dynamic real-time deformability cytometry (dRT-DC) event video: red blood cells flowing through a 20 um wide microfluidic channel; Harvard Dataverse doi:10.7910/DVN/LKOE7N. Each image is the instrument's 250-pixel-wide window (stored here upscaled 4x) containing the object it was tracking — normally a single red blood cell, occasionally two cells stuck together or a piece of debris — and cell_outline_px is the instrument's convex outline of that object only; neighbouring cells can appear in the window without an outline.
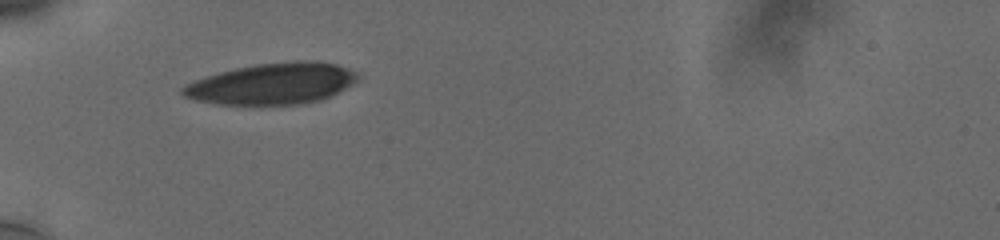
{"species": "human", "species_latin": "Homo sapiens", "temperature_condition": "cold", "stored_images_in_passage": 31, "camera_frame_rate_fps": 3000, "um_per_image_px": 0.085, "donor": {"sex": "male"}, "frame": {"image": 1, "passage_image": 1, "time_ms": 0.0, "image_size_px": [1000, 240], "cell_outline_px": [[360, 76], [352, 84], [320, 100], [296, 104], [216, 104], [196, 100], [184, 96], [180, 92], [180, 88], [184, 84], [220, 72], [236, 68], [256, 64], [296, 60], [316, 60], [336, 64], [348, 68], [356, 72]], "centroid_in_image_um": [23.13, 7.1], "position_along_channel_um": 61.9, "area_um2": 41.79}}
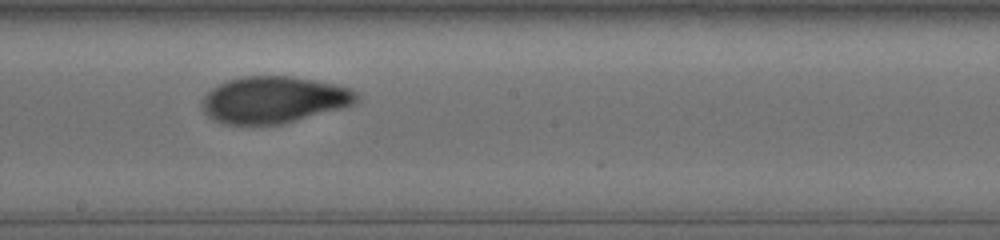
{"frame": {"image": 2, "passage_image": 15, "time_ms": 4.667, "image_size_px": [1000, 240], "cell_outline_px": [[360, 100], [352, 104], [340, 108], [284, 124], [224, 124], [212, 120], [204, 112], [200, 104], [204, 96], [212, 88], [228, 80], [244, 76], [288, 76], [312, 80], [332, 84], [348, 88], [356, 92], [360, 96]], "centroid_in_image_um": [23.23, 8.49], "position_along_channel_um": 225.0, "area_um2": 41.85}}
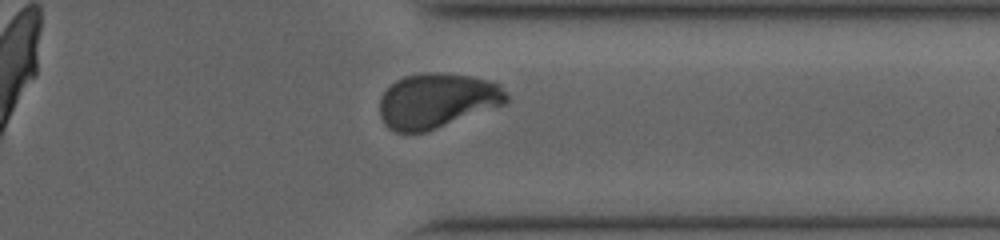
{"frame": {"image": 3, "passage_image": 27, "time_ms": 8.667, "image_size_px": [1000, 240], "cell_outline_px": [[508, 100], [504, 104], [424, 132], [396, 132], [388, 128], [384, 124], [380, 116], [380, 96], [396, 80], [404, 76], [424, 72], [432, 72], [472, 76], [492, 80], [500, 84], [508, 96]], "centroid_in_image_um": [37.13, 8.54], "position_along_channel_um": 374.3, "area_um2": 40.34}, "authors_computed_cell_mechanics": {"area_um2": 42.0784, "velocity_mm_per_s": 3.7382, "shape_relaxation_time_tau1_ms": 6.429, "shape_relaxation_time_tau2_ms": 1.391, "deformation_change_tau1": 0.2174, "deformation_change_tau2": 0.0542}}